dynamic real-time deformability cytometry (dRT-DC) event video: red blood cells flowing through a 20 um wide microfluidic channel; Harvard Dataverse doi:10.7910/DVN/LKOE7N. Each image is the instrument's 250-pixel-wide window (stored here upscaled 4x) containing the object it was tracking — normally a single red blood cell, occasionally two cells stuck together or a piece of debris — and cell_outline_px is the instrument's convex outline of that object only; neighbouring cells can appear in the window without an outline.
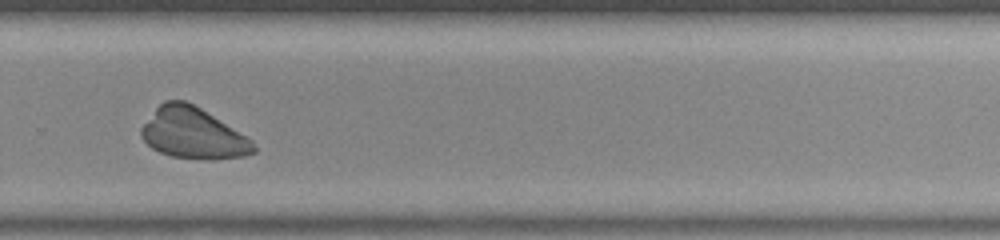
{"species": "common noctule bat (a hibernating species)", "species_latin": "Nyctalus noctula", "temperature_condition": "room temperature", "stored_images_in_passage": 35, "camera_frame_rate_fps": 3000, "um_per_image_px": 0.085, "animal": {"sex": "male", "body_mass_g": 20.0, "forearm_length_mm": 53.3}, "frame": {"image": 1, "passage_image": 26, "time_ms": 8.333, "image_size_px": [1000, 240], "cell_outline_px": [[256, 152], [244, 156], [172, 156], [160, 152], [152, 148], [140, 136], [140, 128], [156, 108], [164, 100], [184, 100], [200, 108], [252, 140], [256, 148]], "centroid_in_image_um": [16.34, 11.27], "position_along_channel_um": 313.5, "area_um2": 31.96}}